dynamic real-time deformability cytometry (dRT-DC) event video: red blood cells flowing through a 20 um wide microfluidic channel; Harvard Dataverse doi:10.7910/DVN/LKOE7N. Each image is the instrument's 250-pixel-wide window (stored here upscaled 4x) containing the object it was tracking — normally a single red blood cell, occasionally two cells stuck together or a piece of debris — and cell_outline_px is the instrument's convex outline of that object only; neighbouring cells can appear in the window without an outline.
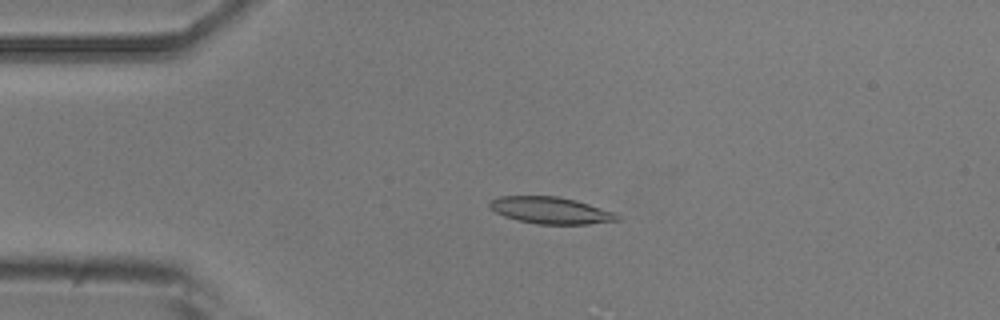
{"species": "common noctule bat (a hibernating species)", "species_latin": "Nyctalus noctula", "temperature_condition": "room temperature", "stored_images_in_passage": 5, "camera_frame_rate_fps": 3000, "um_per_image_px": 0.085, "animal": {"sex": "male", "body_mass_g": 20.5, "forearm_length_mm": 52.5}, "frame": {"image": 1, "passage_image": 3, "time_ms": 2.333, "image_size_px": [1000, 320], "cell_outline_px": [[620, 220], [588, 224], [536, 224], [516, 220], [504, 216], [488, 208], [488, 200], [500, 196], [556, 196], [576, 200], [616, 212], [620, 216]], "centroid_in_image_um": [46.79, 17.88], "position_along_channel_um": 38.2, "area_um2": 20.17}}